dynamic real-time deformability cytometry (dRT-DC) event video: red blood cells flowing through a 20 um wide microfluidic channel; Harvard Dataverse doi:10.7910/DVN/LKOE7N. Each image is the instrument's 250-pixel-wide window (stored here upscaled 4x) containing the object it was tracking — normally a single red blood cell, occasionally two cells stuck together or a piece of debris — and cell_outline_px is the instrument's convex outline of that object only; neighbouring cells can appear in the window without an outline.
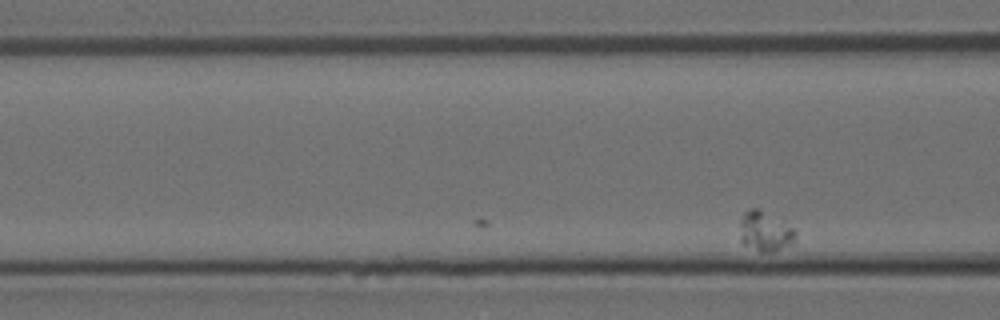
{"species": "Egyptian fruit bat (a non-hibernating species)", "species_latin": "Rousettus aegyptiacus", "temperature_condition": "room temperature", "stored_images_in_passage": 5, "camera_frame_rate_fps": 3000, "um_per_image_px": 0.085, "animal": {"sex": "female"}, "frame": {"image": 1, "passage_image": 5, "time_ms": 1.333, "image_size_px": [1000, 320], "cell_outline_px": [[796, 236], [792, 244], [772, 252], [760, 252], [744, 244], [740, 240], [740, 220], [744, 212], [752, 208], [756, 208], [792, 228], [796, 232]], "centroid_in_image_um": [64.99, 19.7], "position_along_channel_um": 101.6, "area_um2": 12.54}}